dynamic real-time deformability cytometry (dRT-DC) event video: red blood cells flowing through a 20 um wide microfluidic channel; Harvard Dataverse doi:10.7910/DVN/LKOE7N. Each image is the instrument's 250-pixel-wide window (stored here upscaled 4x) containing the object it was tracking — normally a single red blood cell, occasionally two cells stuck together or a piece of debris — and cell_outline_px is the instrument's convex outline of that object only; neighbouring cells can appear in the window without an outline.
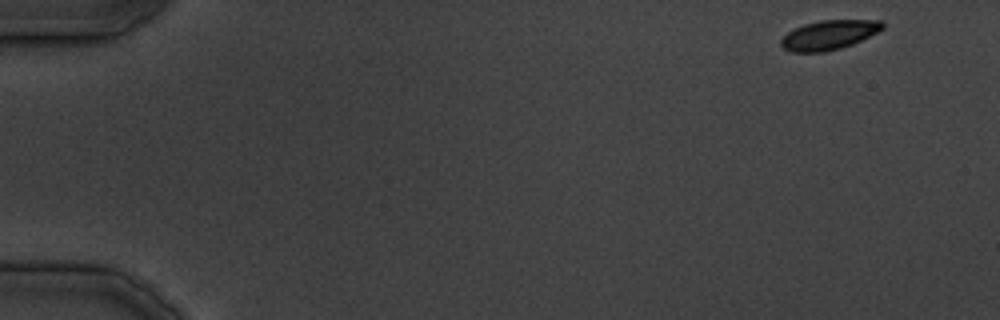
{"species": "common noctule bat (a hibernating species)", "species_latin": "Nyctalus noctula", "temperature_condition": "cold", "stored_images_in_passage": 5, "camera_frame_rate_fps": 3000, "um_per_image_px": 0.085, "animal": {"sex": "male", "body_mass_g": 19.5, "forearm_length_mm": 54.6}, "frame": {"image": 1, "passage_image": 1, "time_ms": 0.0, "image_size_px": [1000, 320], "cell_outline_px": [[884, 28], [852, 44], [840, 48], [824, 52], [792, 52], [784, 48], [780, 44], [780, 40], [788, 32], [804, 24], [820, 20], [884, 20]], "centroid_in_image_um": [70.46, 2.96], "position_along_channel_um": 14.5, "area_um2": 17.22}}